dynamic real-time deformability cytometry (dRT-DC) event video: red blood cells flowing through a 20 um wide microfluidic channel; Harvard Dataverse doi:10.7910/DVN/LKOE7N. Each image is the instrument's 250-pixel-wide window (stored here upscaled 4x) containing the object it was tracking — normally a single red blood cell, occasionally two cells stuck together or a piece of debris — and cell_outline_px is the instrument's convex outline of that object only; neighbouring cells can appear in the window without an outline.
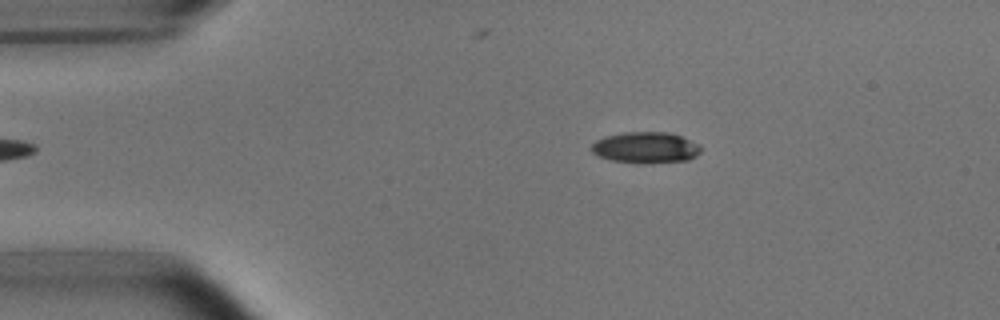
{"species": "common noctule bat (a hibernating species)", "species_latin": "Nyctalus noctula", "temperature_condition": "room temperature", "stored_images_in_passage": 45, "camera_frame_rate_fps": 3000, "um_per_image_px": 0.085, "animal": {"sex": "male", "body_mass_g": 15.6}, "frame": {"image": 1, "passage_image": 2, "time_ms": 0.333, "image_size_px": [1000, 320], "cell_outline_px": [[700, 152], [696, 156], [688, 160], [648, 164], [612, 160], [600, 156], [592, 152], [592, 144], [596, 140], [604, 136], [624, 132], [668, 132], [680, 136], [700, 144]], "centroid_in_image_um": [54.9, 12.54], "position_along_channel_um": 30.1, "area_um2": 19.88}}
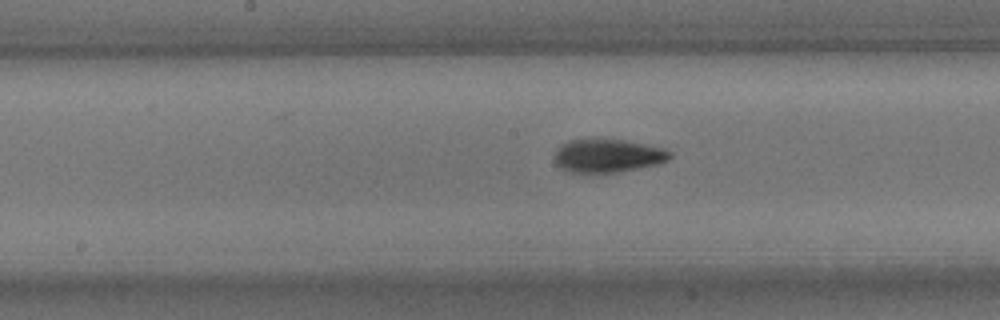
{"frame": {"image": 2, "passage_image": 19, "time_ms": 6.0, "image_size_px": [1000, 320], "cell_outline_px": [[672, 156], [668, 160], [660, 164], [616, 172], [568, 172], [560, 168], [556, 164], [556, 148], [560, 144], [568, 140], [592, 136], [624, 140], [664, 148], [672, 152]], "centroid_in_image_um": [51.64, 13.19], "position_along_channel_um": 196.6, "area_um2": 23.06}}
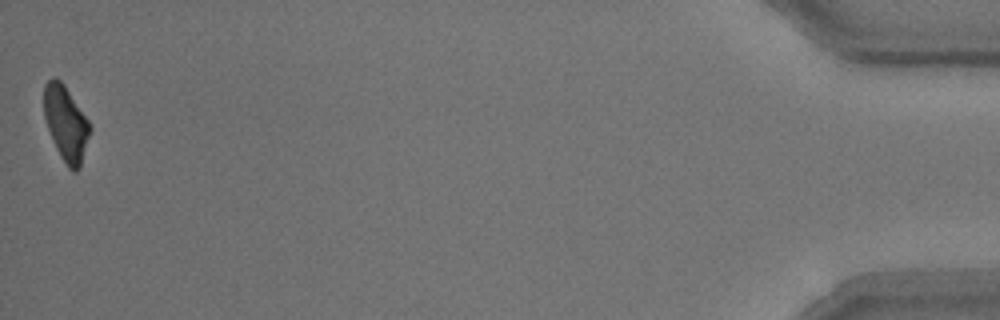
{"frame": {"image": 3, "passage_image": 45, "time_ms": 14.667, "image_size_px": [1000, 320], "cell_outline_px": [[92, 128], [80, 168], [76, 172], [72, 172], [68, 168], [60, 156], [56, 148], [48, 128], [44, 116], [44, 84], [52, 76], [60, 80], [64, 84], [88, 120]], "centroid_in_image_um": [5.61, 10.5], "position_along_channel_um": 429.6, "area_um2": 20.11}, "authors_computed_cell_mechanics": {"area_um2": 21.0392, "velocity_mm_per_s": 3.7649, "shape_relaxation_time_tau1_ms": 2.8902, "shape_relaxation_time_tau2_ms": 3.366, "deformation_change_tau1": 0.1336, "deformation_change_tau2": 0.1008}}